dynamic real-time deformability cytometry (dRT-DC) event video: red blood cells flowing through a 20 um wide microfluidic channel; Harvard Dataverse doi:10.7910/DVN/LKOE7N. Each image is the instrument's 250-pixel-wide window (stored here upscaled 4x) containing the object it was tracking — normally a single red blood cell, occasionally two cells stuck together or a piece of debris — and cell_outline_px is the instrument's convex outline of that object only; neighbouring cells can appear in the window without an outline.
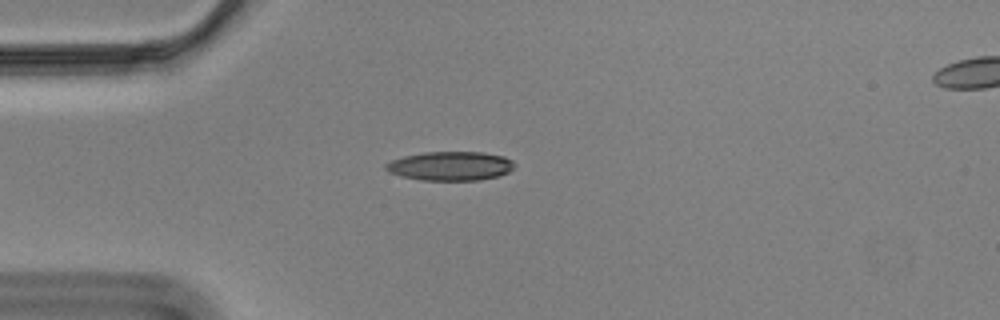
{"species": "Egyptian fruit bat (a non-hibernating species)", "species_latin": "Rousettus aegyptiacus", "temperature_condition": "cold", "stored_images_in_passage": 39, "camera_frame_rate_fps": 3000, "um_per_image_px": 0.085, "animal": {"sex": "male"}, "frame": {"image": 1, "passage_image": 1, "time_ms": 0.0, "image_size_px": [1000, 320], "cell_outline_px": [[516, 164], [508, 172], [500, 176], [480, 180], [420, 180], [400, 176], [388, 172], [384, 168], [384, 164], [392, 160], [404, 156], [424, 152], [484, 152], [504, 156], [512, 160]], "centroid_in_image_um": [38.28, 14.11], "position_along_channel_um": 46.7, "area_um2": 21.96}}
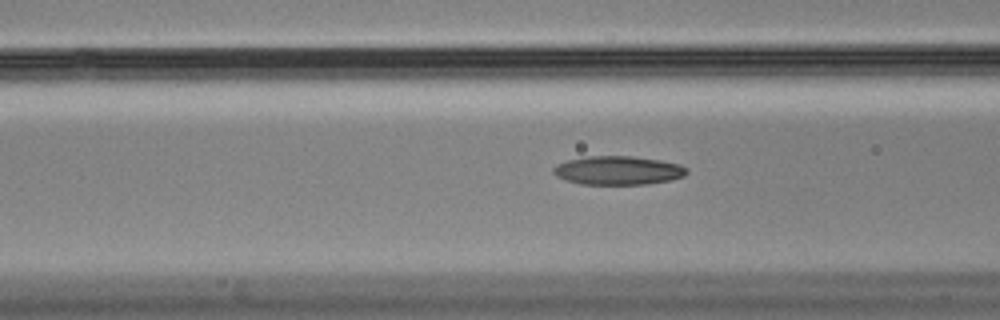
{"frame": {"image": 2, "passage_image": 8, "time_ms": 2.333, "image_size_px": [1000, 320], "cell_outline_px": [[688, 172], [684, 176], [668, 180], [648, 184], [580, 184], [556, 176], [552, 172], [552, 168], [556, 164], [568, 160], [588, 156], [632, 156], [660, 160], [680, 164], [688, 168]], "centroid_in_image_um": [52.53, 14.48], "position_along_channel_um": 114.1, "area_um2": 22.31}}
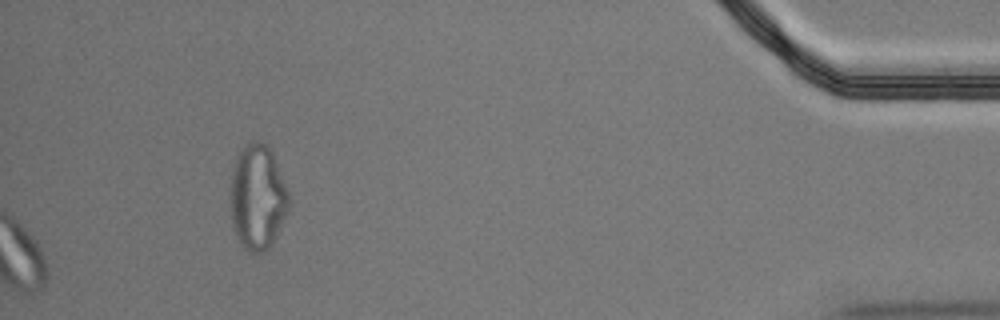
{"frame": {"image": 3, "passage_image": 39, "time_ms": 12.667, "image_size_px": [1000, 320], "cell_outline_px": [[292, 200], [288, 212], [272, 244], [264, 252], [248, 252], [240, 244], [232, 228], [232, 172], [236, 160], [244, 144], [252, 140], [264, 140], [272, 152]], "centroid_in_image_um": [21.93, 16.77], "position_along_channel_um": 413.3, "area_um2": 35.95}, "authors_computed_cell_mechanics": {"area_um2": 22.3108, "velocity_mm_per_s": 3.5008, "shape_relaxation_time_tau1_ms": null, "shape_relaxation_time_tau2_ms": 3.7893, "deformation_change_tau1": null, "deformation_change_tau2": 0.112}}